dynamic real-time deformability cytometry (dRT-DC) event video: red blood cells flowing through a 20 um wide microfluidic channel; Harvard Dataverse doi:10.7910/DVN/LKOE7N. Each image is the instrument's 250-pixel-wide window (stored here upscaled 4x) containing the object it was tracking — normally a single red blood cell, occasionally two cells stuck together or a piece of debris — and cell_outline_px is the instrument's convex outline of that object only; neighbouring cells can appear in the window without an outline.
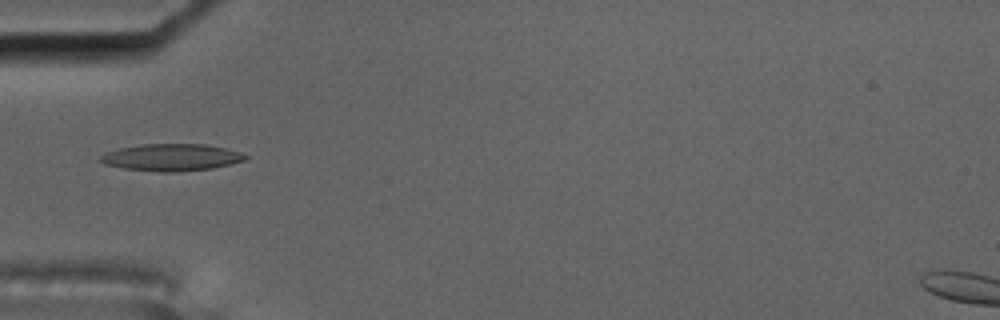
{"species": "common noctule bat (a hibernating species)", "species_latin": "Nyctalus noctula", "temperature_condition": "cold", "stored_images_in_passage": 6, "camera_frame_rate_fps": 3000, "um_per_image_px": 0.085, "animal": {"sex": "male", "body_mass_g": 17.5, "forearm_length_mm": 52.3}, "frame": {"image": 1, "passage_image": 4, "time_ms": 1.0, "image_size_px": [1000, 320], "cell_outline_px": [[248, 156], [244, 160], [212, 168], [176, 172], [160, 172], [124, 168], [104, 164], [100, 160], [100, 156], [104, 152], [120, 148], [140, 144], [204, 144], [228, 148], [240, 152]], "centroid_in_image_um": [14.55, 13.37], "position_along_channel_um": 70.4, "area_um2": 22.77}}
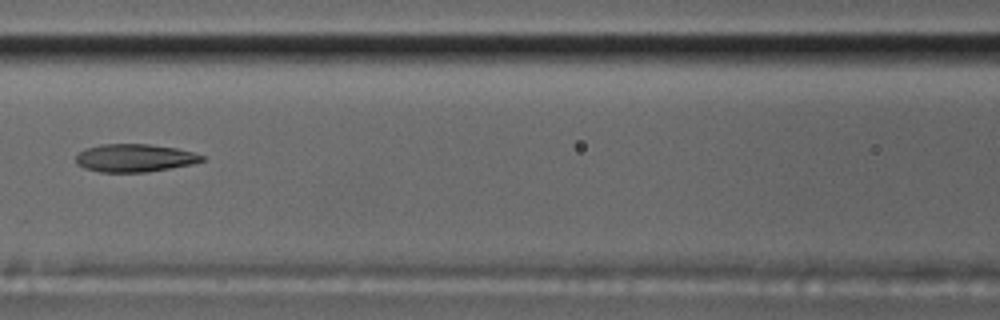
{"frame": {"image": 2, "passage_image": 6, "time_ms": 1.667, "image_size_px": [1000, 320], "cell_outline_px": [[204, 160], [192, 164], [148, 172], [100, 172], [84, 168], [76, 164], [76, 156], [84, 148], [100, 144], [148, 144], [176, 148], [192, 152], [204, 156]], "centroid_in_image_um": [11.41, 13.43], "position_along_channel_um": 155.2, "area_um2": 20.52}}